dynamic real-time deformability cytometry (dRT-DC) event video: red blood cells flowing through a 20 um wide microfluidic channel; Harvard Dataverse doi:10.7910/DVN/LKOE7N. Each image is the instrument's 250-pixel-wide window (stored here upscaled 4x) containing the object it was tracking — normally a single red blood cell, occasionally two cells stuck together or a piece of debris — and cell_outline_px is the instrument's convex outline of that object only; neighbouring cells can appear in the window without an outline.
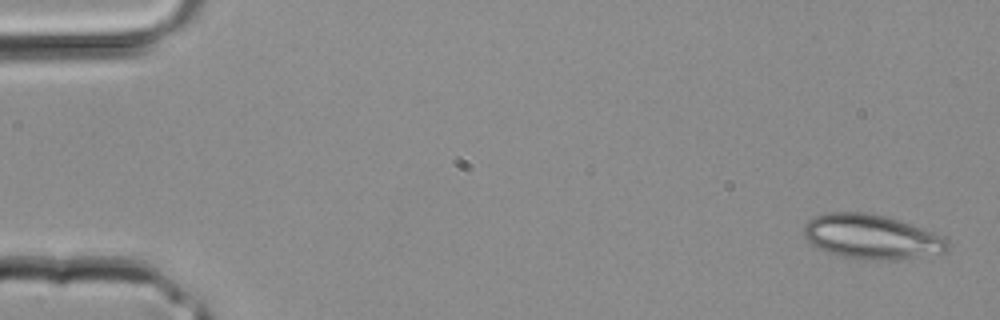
{"species": "common noctule bat (a hibernating species)", "species_latin": "Nyctalus noctula", "temperature_condition": "room temperature", "stored_images_in_passage": 4, "camera_frame_rate_fps": 3000, "um_per_image_px": 0.085, "animal": {"sex": "male", "body_mass_g": 20.4}, "frame": {"image": 1, "passage_image": 1, "time_ms": 0.0, "image_size_px": [1000, 320], "cell_outline_px": [[948, 252], [892, 260], [860, 260], [840, 256], [828, 252], [812, 244], [804, 236], [804, 224], [808, 220], [816, 216], [828, 212], [868, 212], [888, 216], [944, 236], [948, 240]], "centroid_in_image_um": [74.09, 20.12], "position_along_channel_um": 10.9, "area_um2": 37.45}}